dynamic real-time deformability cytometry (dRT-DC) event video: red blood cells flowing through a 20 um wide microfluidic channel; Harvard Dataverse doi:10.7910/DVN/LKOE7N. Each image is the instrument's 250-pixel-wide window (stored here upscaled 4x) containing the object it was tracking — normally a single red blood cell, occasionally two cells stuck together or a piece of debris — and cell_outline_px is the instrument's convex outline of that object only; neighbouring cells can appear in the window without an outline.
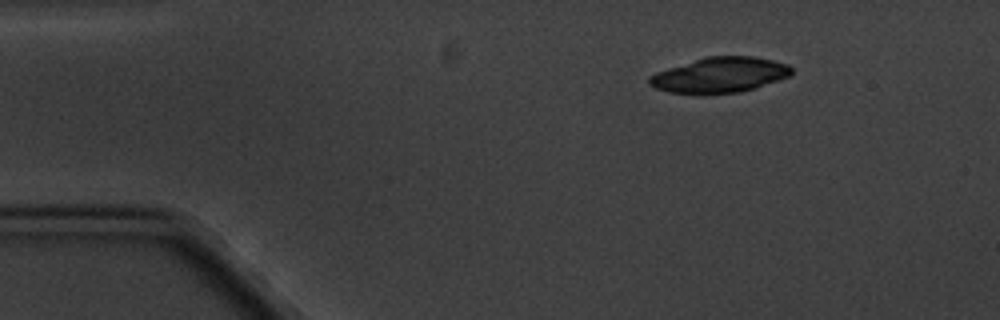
{"species": "common noctule bat (a hibernating species)", "species_latin": "Nyctalus noctula", "temperature_condition": "cold", "stored_images_in_passage": 3, "camera_frame_rate_fps": 3000, "um_per_image_px": 0.085, "animal": {"sex": "male", "body_mass_g": 20.1, "forearm_length_mm": 53.5}, "frame": {"image": 1, "passage_image": 1, "time_ms": 0.0, "image_size_px": [1000, 320], "cell_outline_px": [[792, 72], [788, 76], [756, 88], [740, 92], [668, 92], [656, 88], [648, 84], [648, 76], [656, 72], [668, 68], [708, 56], [752, 56], [772, 60], [788, 64], [792, 68]], "centroid_in_image_um": [61.19, 6.35], "position_along_channel_um": 23.8, "area_um2": 28.61}}